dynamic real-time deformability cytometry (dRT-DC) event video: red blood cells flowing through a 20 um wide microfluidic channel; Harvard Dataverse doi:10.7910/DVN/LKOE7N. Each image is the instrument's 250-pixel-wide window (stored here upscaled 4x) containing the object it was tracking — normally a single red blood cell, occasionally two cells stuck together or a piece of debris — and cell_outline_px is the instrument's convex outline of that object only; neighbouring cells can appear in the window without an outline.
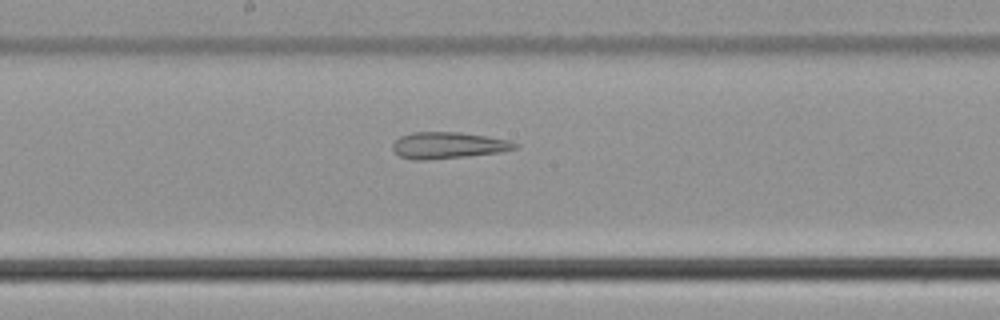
{"species": "common noctule bat (a hibernating species)", "species_latin": "Nyctalus noctula", "temperature_condition": "cold", "stored_images_in_passage": 48, "camera_frame_rate_fps": 3000, "um_per_image_px": 0.085, "animal": {"sex": "male", "body_mass_g": 21.5, "forearm_length_mm": 52.0}, "frame": {"image": 1, "passage_image": 23, "time_ms": 7.333, "image_size_px": [1000, 320], "cell_outline_px": [[520, 144], [516, 148], [500, 152], [468, 156], [428, 160], [412, 160], [400, 156], [392, 148], [392, 144], [400, 136], [412, 132], [460, 132], [488, 136], [508, 140]], "centroid_in_image_um": [38.09, 12.35], "position_along_channel_um": 210.1, "area_um2": 18.96}}
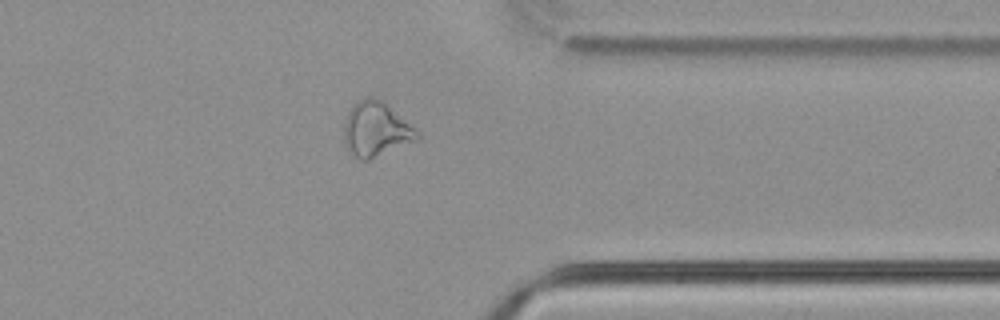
{"frame": {"image": 2, "passage_image": 37, "time_ms": 12.0, "image_size_px": [1000, 320], "cell_outline_px": [[420, 136], [416, 140], [368, 160], [360, 160], [344, 144], [344, 120], [348, 112], [364, 96], [372, 96], [380, 100], [416, 128]], "centroid_in_image_um": [31.94, 10.99], "position_along_channel_um": 379.5, "area_um2": 22.77}}
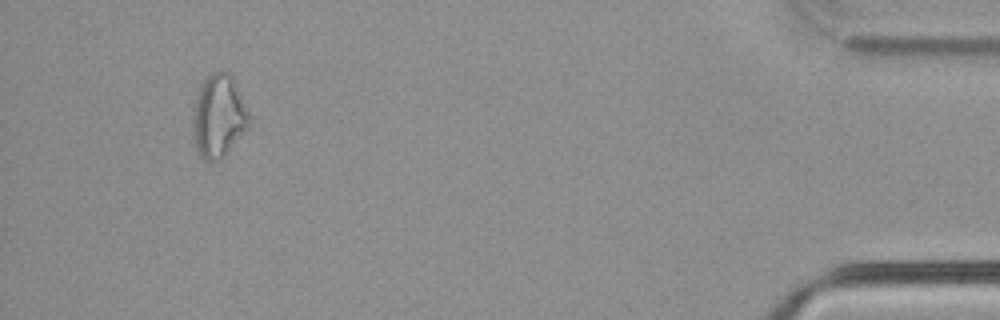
{"frame": {"image": 3, "passage_image": 45, "time_ms": 14.667, "image_size_px": [1000, 320], "cell_outline_px": [[248, 128], [228, 152], [220, 160], [204, 160], [200, 156], [196, 148], [196, 100], [200, 84], [212, 72], [228, 72], [232, 76], [248, 112]], "centroid_in_image_um": [18.63, 9.87], "position_along_channel_um": 416.6, "area_um2": 25.95}, "authors_computed_cell_mechanics": {"area_um2": 23.2067, "velocity_mm_per_s": 3.7752, "shape_relaxation_time_tau1_ms": null, "shape_relaxation_time_tau2_ms": 4.1655, "deformation_change_tau1": null, "deformation_change_tau2": 0.1577}}